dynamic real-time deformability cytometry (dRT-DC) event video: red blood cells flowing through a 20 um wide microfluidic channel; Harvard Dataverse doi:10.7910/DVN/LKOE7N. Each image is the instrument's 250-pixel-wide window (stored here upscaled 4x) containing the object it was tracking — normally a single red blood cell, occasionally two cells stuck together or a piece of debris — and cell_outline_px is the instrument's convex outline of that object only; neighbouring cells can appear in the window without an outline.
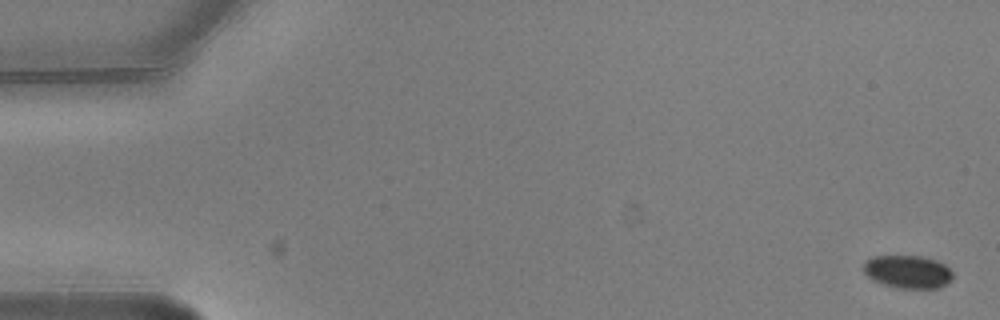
{"species": "common noctule bat (a hibernating species)", "species_latin": "Nyctalus noctula", "temperature_condition": "warm", "stored_images_in_passage": 6, "camera_frame_rate_fps": 3000, "um_per_image_px": 0.085, "animal": {"sex": "male", "body_mass_g": 20.5, "forearm_length_mm": 52.5}, "frame": {"image": 1, "passage_image": 1, "time_ms": 0.0, "image_size_px": [1000, 320], "cell_outline_px": [[952, 280], [940, 288], [900, 288], [884, 284], [872, 280], [864, 272], [864, 260], [872, 256], [920, 256], [936, 260], [944, 264], [952, 272]], "centroid_in_image_um": [77.15, 23.09], "position_along_channel_um": 7.8, "area_um2": 17.17}}
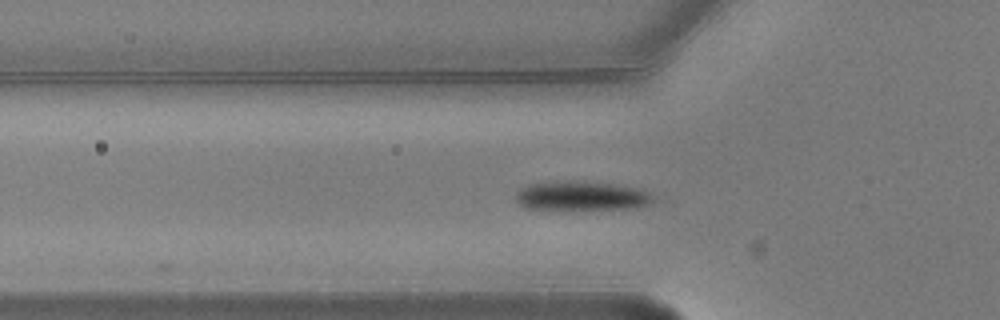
{"frame": {"image": 2, "passage_image": 6, "time_ms": 1.667, "image_size_px": [1000, 320], "cell_outline_px": [[652, 200], [648, 204], [636, 208], [524, 208], [516, 200], [516, 192], [520, 188], [528, 184], [556, 180], [584, 180], [640, 188], [648, 192], [652, 196]], "centroid_in_image_um": [49.39, 16.6], "position_along_channel_um": 76.4, "area_um2": 23.29}}